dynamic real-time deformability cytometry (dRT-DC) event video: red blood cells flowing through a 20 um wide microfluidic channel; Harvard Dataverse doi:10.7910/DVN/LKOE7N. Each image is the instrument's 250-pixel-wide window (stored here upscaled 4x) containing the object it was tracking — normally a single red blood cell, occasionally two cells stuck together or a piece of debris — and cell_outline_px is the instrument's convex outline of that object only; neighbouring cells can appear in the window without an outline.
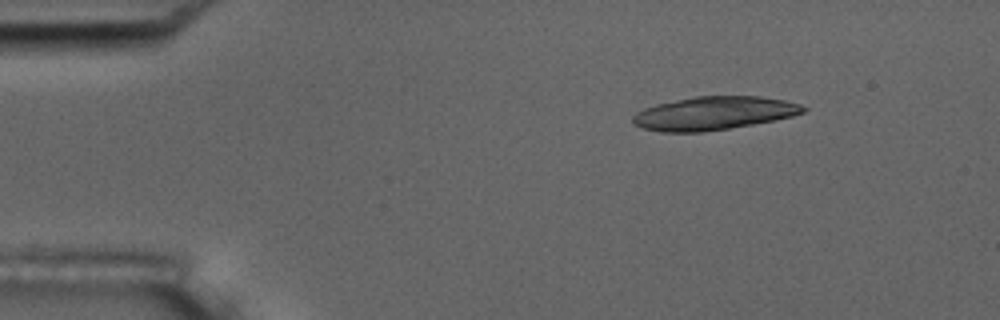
{"species": "common noctule bat (a hibernating species)", "species_latin": "Nyctalus noctula", "temperature_condition": "room temperature", "stored_images_in_passage": 7, "camera_frame_rate_fps": 3000, "um_per_image_px": 0.085, "animal": {"sex": "male", "body_mass_g": 17.5, "forearm_length_mm": 52.3}, "frame": {"image": 1, "passage_image": 2, "time_ms": 2.0, "image_size_px": [1000, 320], "cell_outline_px": [[808, 108], [804, 112], [792, 116], [752, 124], [704, 132], [664, 132], [644, 128], [636, 124], [632, 120], [632, 116], [636, 112], [644, 108], [656, 104], [696, 96], [760, 96], [784, 100], [800, 104]], "centroid_in_image_um": [60.67, 9.62], "position_along_channel_um": 24.3, "area_um2": 32.83}}
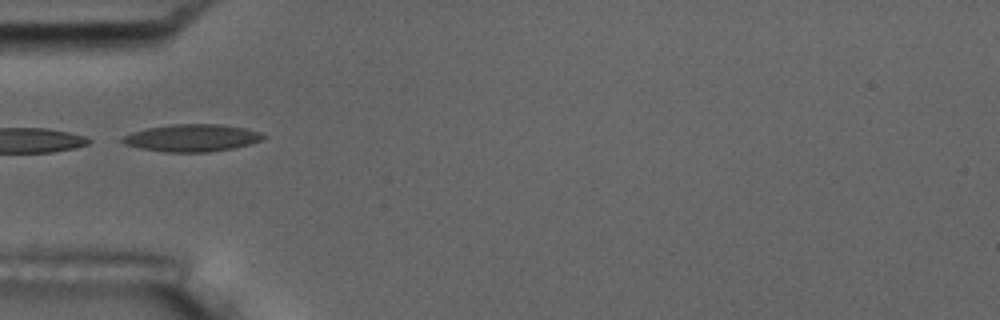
{"frame": {"image": 2, "passage_image": 5, "time_ms": 5.333, "image_size_px": [1000, 320], "cell_outline_px": [[264, 136], [260, 140], [248, 144], [232, 148], [208, 152], [164, 152], [140, 148], [124, 144], [120, 140], [124, 136], [132, 132], [148, 128], [172, 124], [220, 124], [244, 128], [260, 132]], "centroid_in_image_um": [16.27, 11.72], "position_along_channel_um": 68.7, "area_um2": 22.14}}